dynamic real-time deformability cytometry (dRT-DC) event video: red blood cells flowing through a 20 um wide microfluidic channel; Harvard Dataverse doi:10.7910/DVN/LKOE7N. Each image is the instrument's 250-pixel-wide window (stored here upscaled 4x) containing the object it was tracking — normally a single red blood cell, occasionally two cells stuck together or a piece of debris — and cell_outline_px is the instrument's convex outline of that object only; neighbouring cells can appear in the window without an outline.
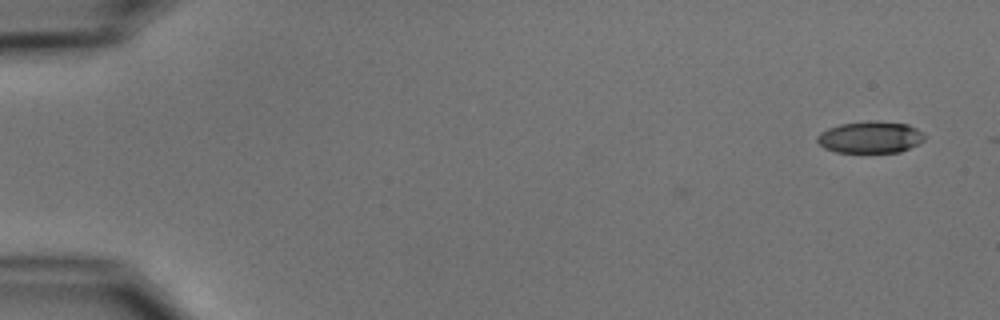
{"species": "common noctule bat (a hibernating species)", "species_latin": "Nyctalus noctula", "temperature_condition": "cold", "stored_images_in_passage": 2, "camera_frame_rate_fps": 3000, "um_per_image_px": 0.085, "animal": {"sex": "male", "body_mass_g": 15.6}, "frame": {"image": 1, "passage_image": 1, "time_ms": 0.0, "image_size_px": [1000, 320], "cell_outline_px": [[924, 140], [900, 152], [836, 152], [824, 148], [816, 140], [816, 136], [820, 132], [828, 128], [840, 124], [872, 120], [876, 120], [908, 124], [916, 128], [924, 136]], "centroid_in_image_um": [73.93, 11.65], "position_along_channel_um": 11.1, "area_um2": 19.83}}